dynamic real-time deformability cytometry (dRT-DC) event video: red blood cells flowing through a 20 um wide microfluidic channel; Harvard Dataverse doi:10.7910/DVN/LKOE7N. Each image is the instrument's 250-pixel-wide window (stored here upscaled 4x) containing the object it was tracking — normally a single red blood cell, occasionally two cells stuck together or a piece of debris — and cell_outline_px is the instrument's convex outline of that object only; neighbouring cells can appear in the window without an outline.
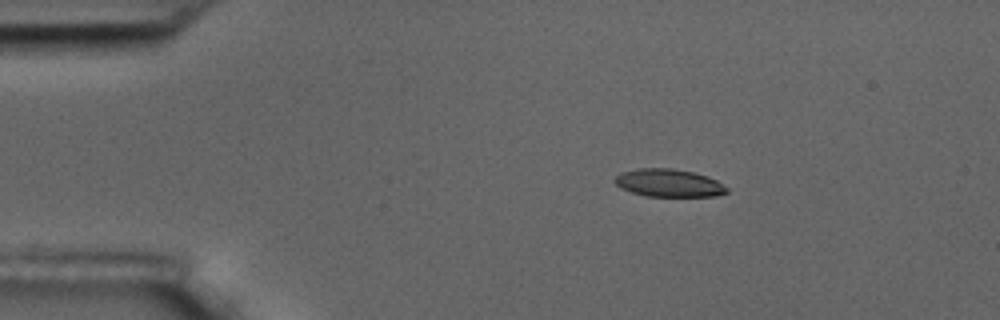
{"species": "common noctule bat (a hibernating species)", "species_latin": "Nyctalus noctula", "temperature_condition": "room temperature", "stored_images_in_passage": 4, "camera_frame_rate_fps": 3000, "um_per_image_px": 0.085, "animal": {"sex": "male", "body_mass_g": 17.5, "forearm_length_mm": 52.3}, "frame": {"image": 1, "passage_image": 2, "time_ms": 0.333, "image_size_px": [1000, 320], "cell_outline_px": [[728, 192], [716, 196], [644, 196], [620, 188], [612, 180], [620, 172], [636, 168], [672, 168], [692, 172], [708, 176], [716, 180], [728, 188]], "centroid_in_image_um": [56.81, 15.55], "position_along_channel_um": 28.2, "area_um2": 18.26}}